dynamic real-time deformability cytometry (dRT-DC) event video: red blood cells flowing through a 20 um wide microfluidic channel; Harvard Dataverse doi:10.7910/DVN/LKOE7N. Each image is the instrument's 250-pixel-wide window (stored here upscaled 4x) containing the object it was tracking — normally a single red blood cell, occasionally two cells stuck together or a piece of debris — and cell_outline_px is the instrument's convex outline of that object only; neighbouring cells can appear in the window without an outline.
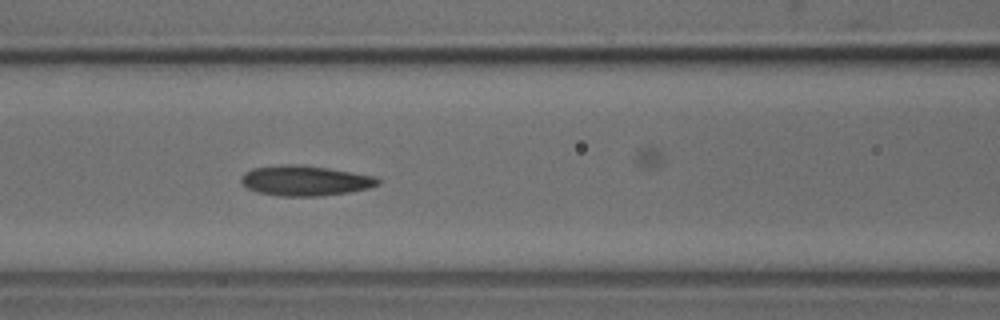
{"species": "common noctule bat (a hibernating species)", "species_latin": "Nyctalus noctula", "temperature_condition": "cold", "stored_images_in_passage": 34, "camera_frame_rate_fps": 3000, "um_per_image_px": 0.085, "animal": {"sex": "male", "body_mass_g": 18.8}, "frame": {"image": 1, "passage_image": 5, "time_ms": 1.333, "image_size_px": [1000, 320], "cell_outline_px": [[380, 184], [368, 188], [348, 192], [320, 196], [280, 196], [256, 192], [248, 188], [240, 180], [244, 172], [252, 168], [288, 164], [304, 164], [328, 168], [372, 176], [380, 180]], "centroid_in_image_um": [25.9, 15.35], "position_along_channel_um": 140.7, "area_um2": 23.93}}
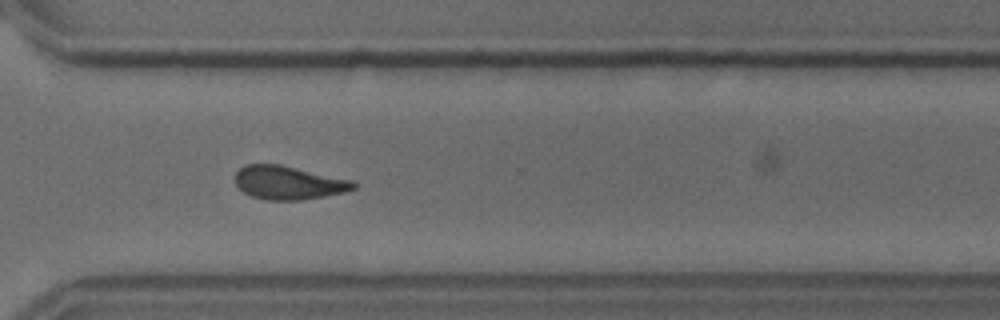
{"frame": {"image": 2, "passage_image": 20, "time_ms": 6.333, "image_size_px": [1000, 320], "cell_outline_px": [[356, 188], [344, 192], [300, 200], [264, 200], [252, 196], [244, 192], [236, 184], [236, 172], [244, 164], [280, 164], [352, 180], [356, 184]], "centroid_in_image_um": [24.51, 15.52], "position_along_channel_um": 346.1, "area_um2": 22.95}}
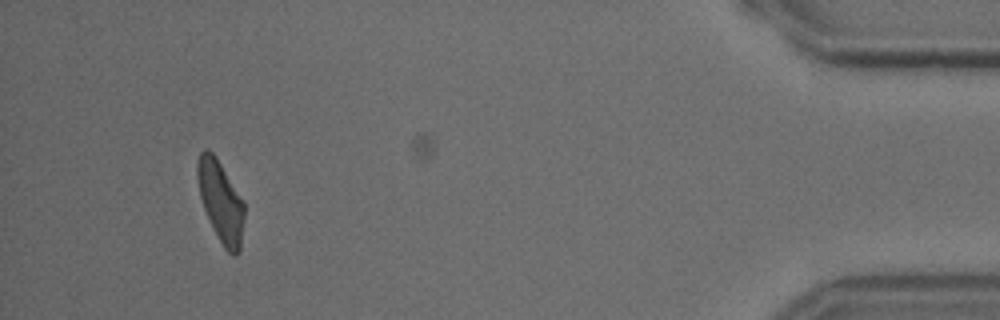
{"frame": {"image": 3, "passage_image": 30, "time_ms": 9.667, "image_size_px": [1000, 320], "cell_outline_px": [[244, 216], [240, 252], [232, 256], [224, 248], [204, 208], [200, 196], [196, 176], [196, 160], [200, 152], [204, 148], [208, 148], [216, 156], [244, 200]], "centroid_in_image_um": [18.76, 17.06], "position_along_channel_um": 416.4, "area_um2": 22.25}}